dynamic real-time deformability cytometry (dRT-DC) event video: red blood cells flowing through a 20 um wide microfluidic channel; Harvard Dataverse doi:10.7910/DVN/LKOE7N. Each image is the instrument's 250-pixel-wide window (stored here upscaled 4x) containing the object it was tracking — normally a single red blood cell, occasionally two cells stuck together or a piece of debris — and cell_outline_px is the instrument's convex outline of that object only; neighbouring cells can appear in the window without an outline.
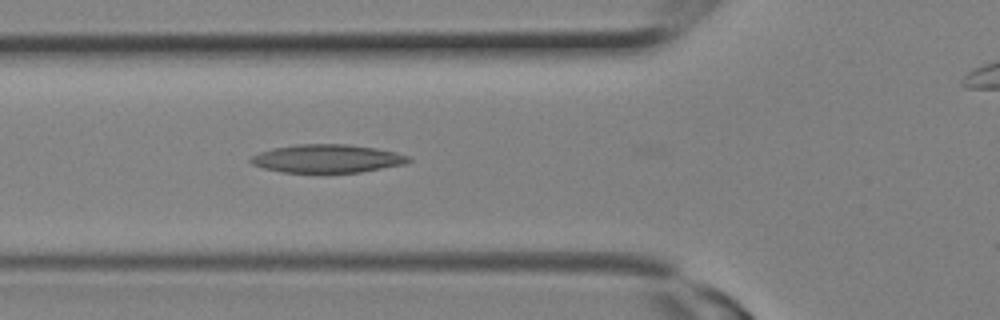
{"species": "Egyptian fruit bat (a non-hibernating species)", "species_latin": "Rousettus aegyptiacus", "temperature_condition": "room temperature", "stored_images_in_passage": 7, "camera_frame_rate_fps": 3000, "um_per_image_px": 0.085, "animal": {"sex": "female"}, "frame": {"image": 1, "passage_image": 7, "time_ms": 2.0, "image_size_px": [1000, 320], "cell_outline_px": [[412, 160], [408, 164], [360, 172], [284, 172], [264, 168], [252, 164], [248, 160], [252, 156], [260, 152], [272, 148], [296, 144], [348, 144], [376, 148], [396, 152], [408, 156]], "centroid_in_image_um": [27.84, 13.47], "position_along_channel_um": 98.0, "area_um2": 26.01}}